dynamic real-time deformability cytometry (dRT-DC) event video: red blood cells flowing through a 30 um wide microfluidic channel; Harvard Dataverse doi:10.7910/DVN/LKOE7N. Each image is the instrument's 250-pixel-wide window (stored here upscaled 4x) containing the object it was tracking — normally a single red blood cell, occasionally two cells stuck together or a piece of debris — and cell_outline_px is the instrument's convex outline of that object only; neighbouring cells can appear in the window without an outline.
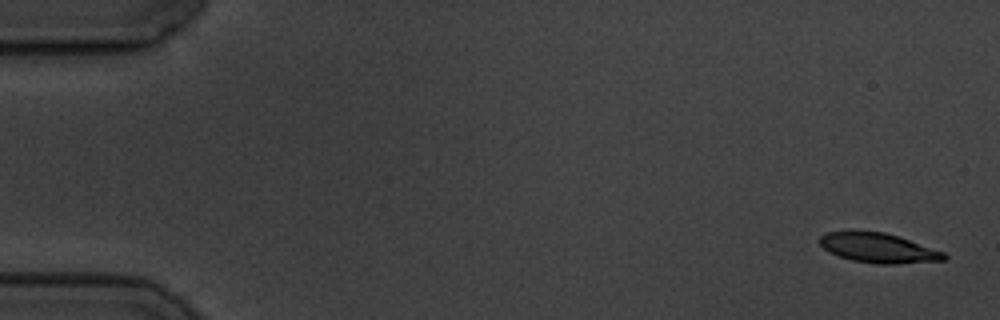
{"species": "common noctule bat (a hibernating species)", "species_latin": "Nyctalus noctula", "temperature_condition": "cold", "stored_images_in_passage": 5, "camera_frame_rate_fps": 3000, "um_per_image_px": 0.085, "animal": {"sex": "male", "body_mass_g": 19.5, "forearm_length_mm": 54.6}, "frame": {"image": 1, "passage_image": 1, "time_ms": 0.0, "image_size_px": [1000, 320], "cell_outline_px": [[948, 256], [944, 260], [896, 264], [876, 264], [852, 260], [840, 256], [824, 248], [820, 244], [820, 236], [828, 232], [884, 232], [944, 252]], "centroid_in_image_um": [74.68, 21.1], "position_along_channel_um": 10.3, "area_um2": 20.87}}
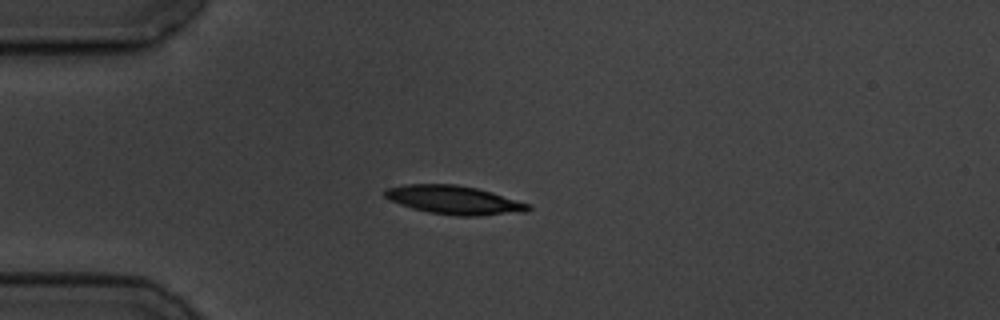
{"frame": {"image": 2, "passage_image": 4, "time_ms": 4.333, "image_size_px": [1000, 320], "cell_outline_px": [[532, 208], [524, 212], [480, 216], [456, 216], [428, 212], [412, 208], [400, 204], [384, 196], [384, 188], [404, 184], [456, 184], [476, 188], [492, 192], [528, 204]], "centroid_in_image_um": [38.57, 17.0], "position_along_channel_um": 46.4, "area_um2": 23.87}}